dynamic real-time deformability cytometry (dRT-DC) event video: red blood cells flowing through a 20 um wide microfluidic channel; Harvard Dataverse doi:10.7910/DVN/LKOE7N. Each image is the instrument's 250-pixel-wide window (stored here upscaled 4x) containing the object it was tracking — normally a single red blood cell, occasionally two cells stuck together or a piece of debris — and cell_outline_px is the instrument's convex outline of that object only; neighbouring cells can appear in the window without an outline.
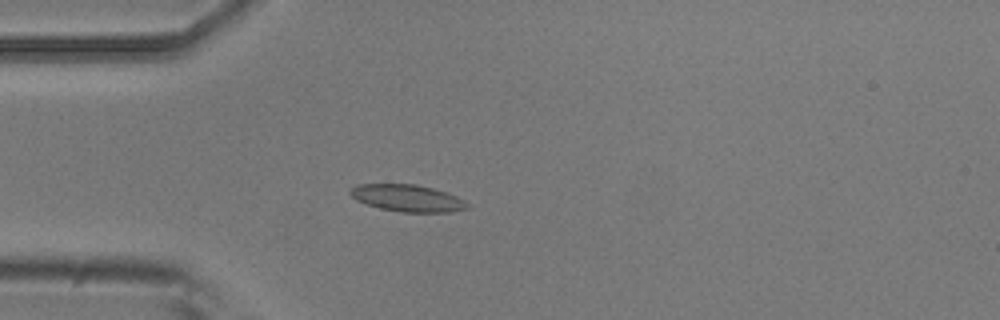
{"species": "common noctule bat (a hibernating species)", "species_latin": "Nyctalus noctula", "temperature_condition": "room temperature", "stored_images_in_passage": 4, "camera_frame_rate_fps": 3000, "um_per_image_px": 0.085, "animal": {"sex": "male", "body_mass_g": 20.5, "forearm_length_mm": 52.5}, "frame": {"image": 1, "passage_image": 4, "time_ms": 3.333, "image_size_px": [1000, 320], "cell_outline_px": [[468, 208], [452, 212], [400, 212], [380, 208], [356, 200], [348, 192], [356, 184], [416, 184], [432, 188], [456, 196], [464, 200], [468, 204]], "centroid_in_image_um": [34.62, 16.84], "position_along_channel_um": 50.4, "area_um2": 18.26}}